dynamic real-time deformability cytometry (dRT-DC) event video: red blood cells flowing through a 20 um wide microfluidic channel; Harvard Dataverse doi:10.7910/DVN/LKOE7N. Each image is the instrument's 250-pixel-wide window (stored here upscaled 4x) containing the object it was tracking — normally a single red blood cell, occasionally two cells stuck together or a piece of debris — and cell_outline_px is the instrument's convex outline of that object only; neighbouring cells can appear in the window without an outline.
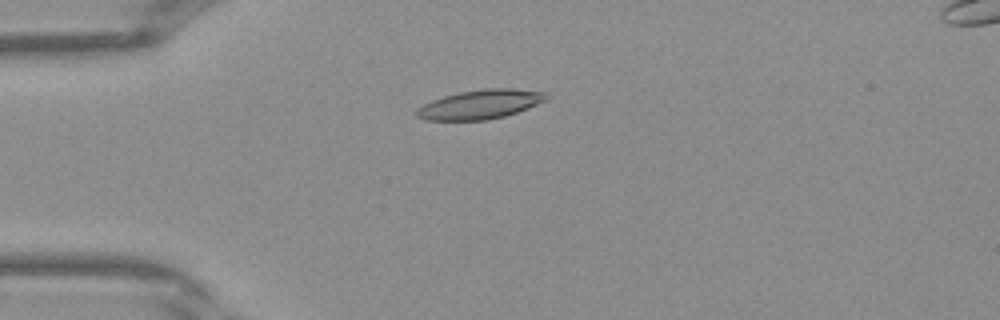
{"species": "Egyptian fruit bat (a non-hibernating species)", "species_latin": "Rousettus aegyptiacus", "temperature_condition": "warm", "stored_images_in_passage": 41, "camera_frame_rate_fps": 3000, "um_per_image_px": 0.085, "frame": {"image": 1, "passage_image": 11, "time_ms": 3.333, "image_size_px": [1000, 320], "cell_outline_px": [[548, 100], [528, 108], [504, 116], [488, 120], [424, 120], [416, 116], [416, 108], [432, 100], [444, 96], [460, 92], [484, 88], [512, 88], [544, 92], [548, 96]], "centroid_in_image_um": [40.82, 8.87], "position_along_channel_um": 44.2, "area_um2": 22.08}}
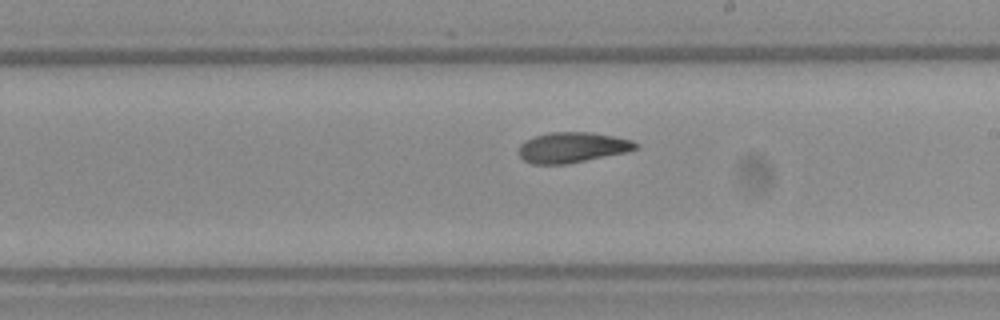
{"frame": {"image": 2, "passage_image": 24, "time_ms": 7.667, "image_size_px": [1000, 320], "cell_outline_px": [[640, 148], [628, 152], [568, 164], [532, 164], [524, 160], [520, 156], [520, 144], [524, 140], [548, 132], [592, 132], [632, 140], [640, 144]], "centroid_in_image_um": [48.69, 12.53], "position_along_channel_um": 240.3, "area_um2": 20.92}}
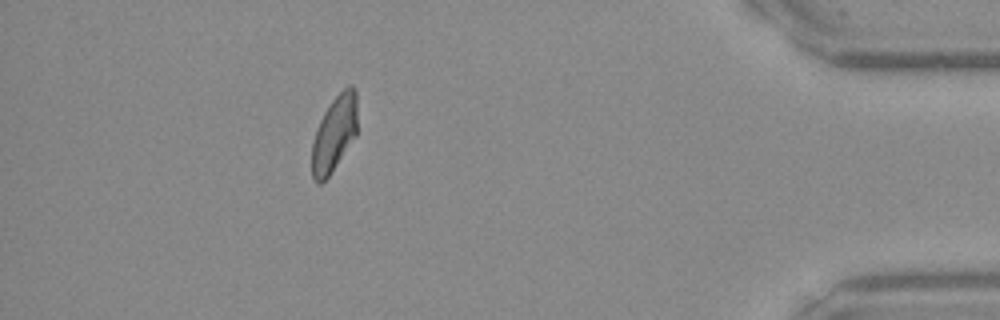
{"frame": {"image": 3, "passage_image": 37, "time_ms": 12.0, "image_size_px": [1000, 320], "cell_outline_px": [[356, 136], [328, 176], [320, 184], [316, 184], [312, 180], [312, 140], [316, 128], [324, 112], [332, 100], [348, 84], [352, 84], [356, 92]], "centroid_in_image_um": [28.39, 11.36], "position_along_channel_um": 406.8, "area_um2": 20.0}}